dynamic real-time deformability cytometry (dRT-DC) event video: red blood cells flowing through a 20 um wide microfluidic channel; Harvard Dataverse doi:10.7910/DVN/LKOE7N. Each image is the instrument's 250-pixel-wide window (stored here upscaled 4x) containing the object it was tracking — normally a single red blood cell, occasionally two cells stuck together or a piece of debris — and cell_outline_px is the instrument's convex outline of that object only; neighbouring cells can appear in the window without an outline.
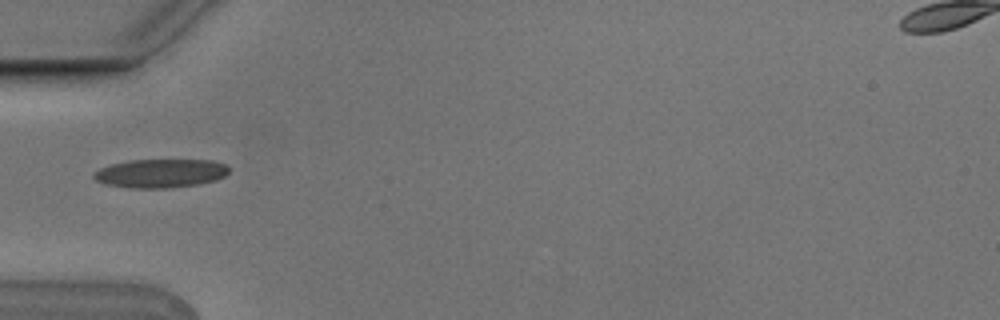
{"species": "Egyptian fruit bat (a non-hibernating species)", "species_latin": "Rousettus aegyptiacus", "temperature_condition": "cold", "stored_images_in_passage": 3, "camera_frame_rate_fps": 3000, "um_per_image_px": 0.085, "animal": {"sex": "male"}, "frame": {"image": 1, "passage_image": 3, "time_ms": 0.667, "image_size_px": [1000, 320], "cell_outline_px": [[228, 172], [224, 176], [216, 180], [200, 184], [168, 188], [128, 188], [104, 184], [96, 180], [92, 176], [92, 172], [100, 168], [112, 164], [128, 160], [212, 160], [224, 164], [228, 168]], "centroid_in_image_um": [13.6, 14.74], "position_along_channel_um": 71.4, "area_um2": 22.72}}